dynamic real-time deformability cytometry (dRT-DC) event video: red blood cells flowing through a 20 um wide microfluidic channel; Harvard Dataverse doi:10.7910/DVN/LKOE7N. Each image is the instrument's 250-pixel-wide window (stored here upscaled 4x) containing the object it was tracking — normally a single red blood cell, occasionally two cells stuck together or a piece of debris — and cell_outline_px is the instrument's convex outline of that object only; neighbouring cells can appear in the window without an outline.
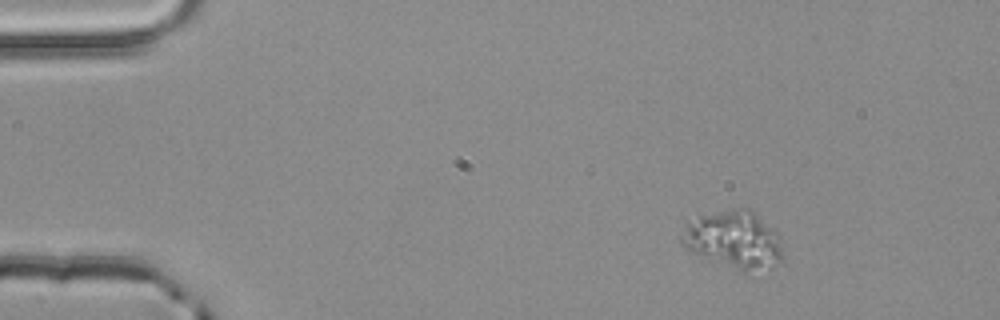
{"species": "common noctule bat (a hibernating species)", "species_latin": "Nyctalus noctula", "temperature_condition": "room temperature", "stored_images_in_passage": 2, "camera_frame_rate_fps": 3000, "um_per_image_px": 0.085, "animal": {"sex": "male", "body_mass_g": 20.4}, "frame": {"image": 1, "passage_image": 1, "time_ms": 0.0, "image_size_px": [1000, 320], "cell_outline_px": [[784, 260], [772, 268], [744, 272], [692, 252], [680, 240], [680, 236], [684, 216], [732, 208], [748, 208], [776, 232], [780, 236], [784, 256]], "centroid_in_image_um": [62.32, 20.33], "position_along_channel_um": 22.7, "area_um2": 34.8}}